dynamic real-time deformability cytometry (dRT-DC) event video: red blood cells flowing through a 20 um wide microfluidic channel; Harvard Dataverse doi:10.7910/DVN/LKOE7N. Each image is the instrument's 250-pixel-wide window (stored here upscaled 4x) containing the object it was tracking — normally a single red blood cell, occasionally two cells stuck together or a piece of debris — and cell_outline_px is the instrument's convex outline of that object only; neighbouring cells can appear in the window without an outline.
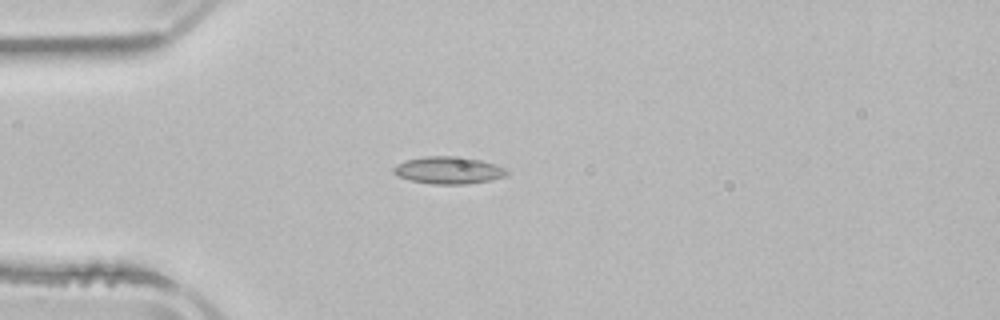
{"species": "common noctule bat (a hibernating species)", "species_latin": "Nyctalus noctula", "temperature_condition": "room temperature", "stored_images_in_passage": 1, "camera_frame_rate_fps": 3000, "um_per_image_px": 0.085, "animal": {"sex": "male", "body_mass_g": 21.5, "forearm_length_mm": 52.0}, "frame": {"image": 1, "passage_image": 1, "time_ms": 0.0, "image_size_px": [1000, 320], "cell_outline_px": [[512, 172], [504, 176], [488, 180], [468, 184], [432, 184], [408, 180], [392, 172], [392, 168], [396, 164], [408, 160], [424, 156], [452, 156], [480, 160], [508, 168]], "centroid_in_image_um": [38.13, 14.47], "position_along_channel_um": 46.9, "area_um2": 17.98}}